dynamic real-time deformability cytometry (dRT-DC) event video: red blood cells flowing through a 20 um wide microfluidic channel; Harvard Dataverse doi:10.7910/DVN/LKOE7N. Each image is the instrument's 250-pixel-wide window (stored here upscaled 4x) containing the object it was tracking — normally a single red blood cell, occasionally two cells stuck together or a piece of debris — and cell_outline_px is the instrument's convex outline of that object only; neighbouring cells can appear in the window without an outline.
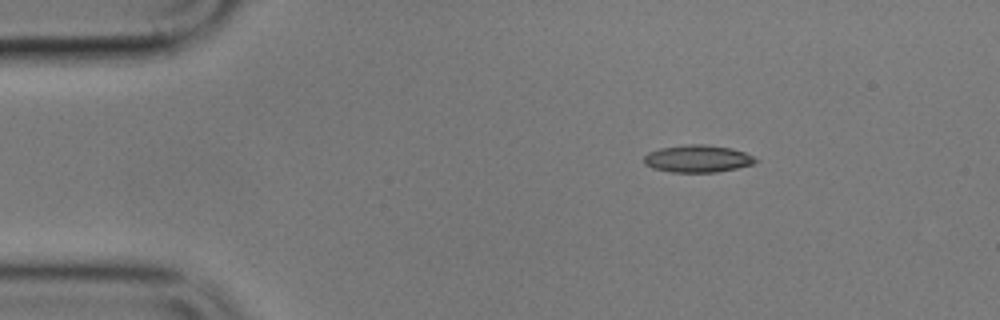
{"species": "common noctule bat (a hibernating species)", "species_latin": "Nyctalus noctula", "temperature_condition": "cold", "stored_images_in_passage": 3, "camera_frame_rate_fps": 3000, "um_per_image_px": 0.085, "animal": {"sex": "male", "body_mass_g": 17.9}, "frame": {"image": 1, "passage_image": 1, "time_ms": 0.0, "image_size_px": [1000, 320], "cell_outline_px": [[760, 160], [752, 164], [736, 168], [716, 172], [672, 172], [652, 168], [644, 164], [644, 156], [648, 152], [660, 148], [684, 144], [704, 144], [732, 148], [744, 152]], "centroid_in_image_um": [59.28, 13.48], "position_along_channel_um": 25.7, "area_um2": 17.8}}